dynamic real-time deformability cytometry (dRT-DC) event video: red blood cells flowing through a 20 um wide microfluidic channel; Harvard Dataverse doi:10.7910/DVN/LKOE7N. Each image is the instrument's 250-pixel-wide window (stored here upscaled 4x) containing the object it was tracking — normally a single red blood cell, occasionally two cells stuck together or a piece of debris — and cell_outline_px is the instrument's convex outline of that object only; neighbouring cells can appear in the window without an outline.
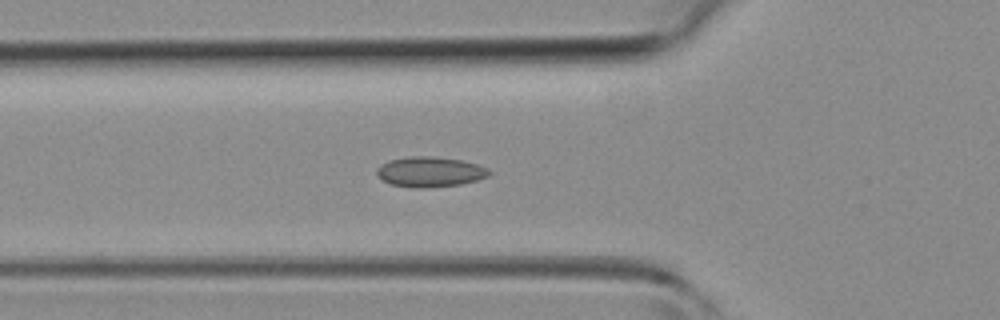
{"species": "common noctule bat (a hibernating species)", "species_latin": "Nyctalus noctula", "temperature_condition": "room temperature", "stored_images_in_passage": 25, "camera_frame_rate_fps": 3000, "um_per_image_px": 0.085, "animal": {"sex": "female", "body_mass_g": 19.3, "forearm_length_mm": 54.1}, "frame": {"image": 1, "passage_image": 2, "time_ms": 0.333, "image_size_px": [1000, 320], "cell_outline_px": [[492, 172], [488, 176], [476, 180], [460, 184], [428, 188], [412, 188], [392, 184], [376, 176], [376, 168], [380, 164], [388, 160], [412, 156], [428, 156], [460, 160], [476, 164], [488, 168]], "centroid_in_image_um": [36.51, 14.61], "position_along_channel_um": 89.3, "area_um2": 19.77}}
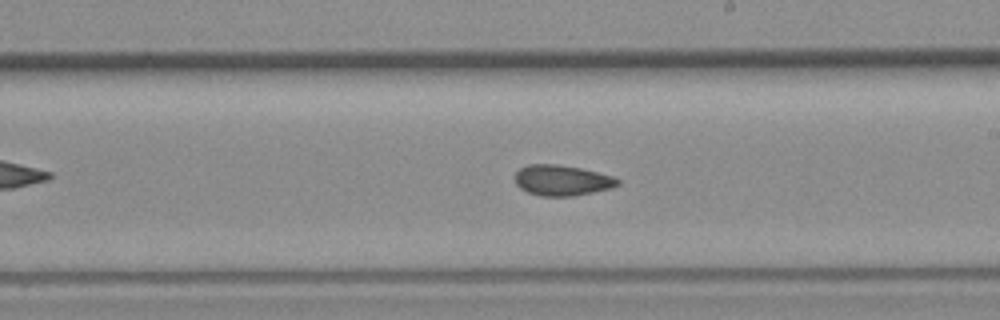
{"frame": {"image": 2, "passage_image": 12, "time_ms": 3.667, "image_size_px": [1000, 320], "cell_outline_px": [[620, 184], [612, 188], [572, 196], [540, 196], [528, 192], [520, 188], [516, 184], [516, 172], [520, 168], [528, 164], [556, 164], [580, 168], [612, 176], [620, 180]], "centroid_in_image_um": [47.76, 15.33], "position_along_channel_um": 241.2, "area_um2": 18.21}}
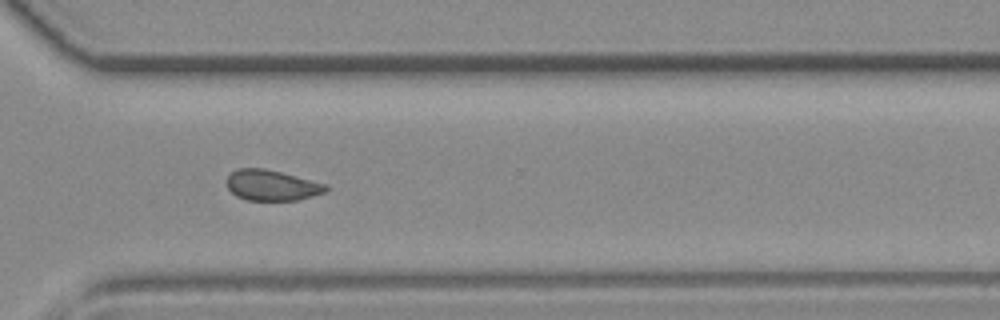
{"frame": {"image": 3, "passage_image": 19, "time_ms": 6.0, "image_size_px": [1000, 320], "cell_outline_px": [[328, 188], [324, 192], [312, 196], [296, 200], [248, 200], [236, 196], [228, 188], [228, 176], [236, 168], [264, 168], [328, 184]], "centroid_in_image_um": [23.1, 15.74], "position_along_channel_um": 347.5, "area_um2": 17.51}}